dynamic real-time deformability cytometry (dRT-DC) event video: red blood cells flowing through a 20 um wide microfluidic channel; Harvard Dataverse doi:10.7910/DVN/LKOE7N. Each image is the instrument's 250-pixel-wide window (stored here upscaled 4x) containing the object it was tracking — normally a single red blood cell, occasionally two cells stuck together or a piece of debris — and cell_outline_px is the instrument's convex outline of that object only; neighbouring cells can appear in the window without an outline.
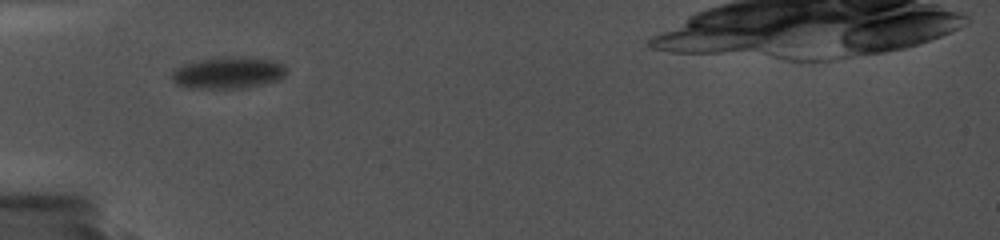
{"species": "common noctule bat (a hibernating species)", "species_latin": "Nyctalus noctula", "temperature_condition": "cold", "stored_images_in_passage": 33, "camera_frame_rate_fps": 5000, "um_per_image_px": 0.085, "animal": {"sex": "female", "body_mass_g": 19.0, "forearm_length_mm": 56.7}, "frame": {"image": 1, "passage_image": 1, "time_ms": 0.0, "image_size_px": [1000, 240], "cell_outline_px": [[284, 76], [276, 80], [244, 88], [184, 88], [176, 84], [168, 76], [176, 68], [184, 64], [200, 60], [220, 56], [240, 56], [276, 60], [284, 64]], "centroid_in_image_um": [19.33, 6.17], "position_along_channel_um": 65.7, "area_um2": 21.39}}
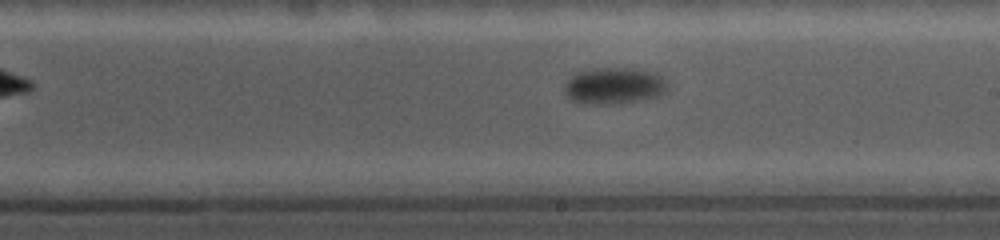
{"frame": {"image": 2, "passage_image": 17, "time_ms": 5.0, "image_size_px": [1000, 240], "cell_outline_px": [[668, 88], [664, 92], [656, 96], [620, 104], [600, 104], [572, 100], [564, 92], [564, 84], [576, 72], [596, 68], [636, 68], [656, 72], [664, 80]], "centroid_in_image_um": [52.2, 7.27], "position_along_channel_um": 236.8, "area_um2": 21.79}}
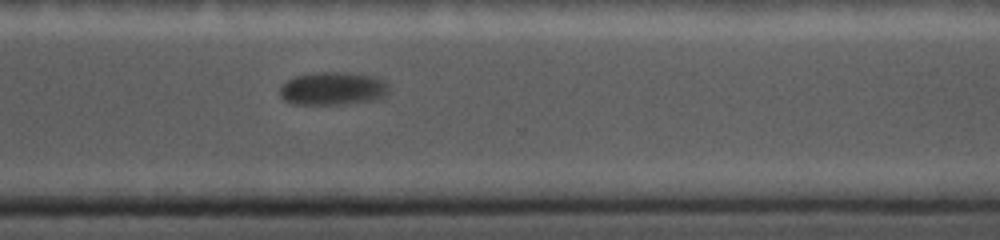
{"frame": {"image": 3, "passage_image": 27, "time_ms": 8.0, "image_size_px": [1000, 240], "cell_outline_px": [[388, 92], [384, 96], [368, 100], [348, 104], [296, 104], [284, 100], [280, 96], [280, 88], [288, 80], [296, 76], [320, 72], [348, 72], [372, 76], [388, 84]], "centroid_in_image_um": [28.27, 7.53], "position_along_channel_um": 342.3, "area_um2": 20.69}}